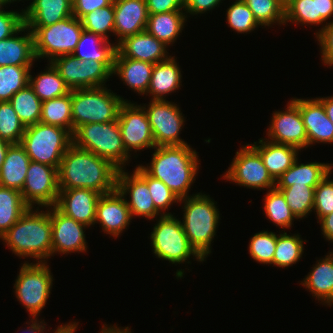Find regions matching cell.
I'll list each match as a JSON object with an SVG mask.
<instances>
[{"instance_id": "1", "label": "cell", "mask_w": 333, "mask_h": 333, "mask_svg": "<svg viewBox=\"0 0 333 333\" xmlns=\"http://www.w3.org/2000/svg\"><path fill=\"white\" fill-rule=\"evenodd\" d=\"M118 170L109 160L71 144L58 169V186L107 194L116 189Z\"/></svg>"}, {"instance_id": "2", "label": "cell", "mask_w": 333, "mask_h": 333, "mask_svg": "<svg viewBox=\"0 0 333 333\" xmlns=\"http://www.w3.org/2000/svg\"><path fill=\"white\" fill-rule=\"evenodd\" d=\"M149 166L140 167L161 180L179 198H186L199 169L198 155L188 144L156 146Z\"/></svg>"}, {"instance_id": "3", "label": "cell", "mask_w": 333, "mask_h": 333, "mask_svg": "<svg viewBox=\"0 0 333 333\" xmlns=\"http://www.w3.org/2000/svg\"><path fill=\"white\" fill-rule=\"evenodd\" d=\"M27 211L0 239L20 258H33L36 262H47L52 256V223L50 207L46 211ZM47 259V261L45 260Z\"/></svg>"}, {"instance_id": "4", "label": "cell", "mask_w": 333, "mask_h": 333, "mask_svg": "<svg viewBox=\"0 0 333 333\" xmlns=\"http://www.w3.org/2000/svg\"><path fill=\"white\" fill-rule=\"evenodd\" d=\"M184 202L182 227L195 251L206 260L216 235L220 213L209 195L196 193L179 200Z\"/></svg>"}, {"instance_id": "5", "label": "cell", "mask_w": 333, "mask_h": 333, "mask_svg": "<svg viewBox=\"0 0 333 333\" xmlns=\"http://www.w3.org/2000/svg\"><path fill=\"white\" fill-rule=\"evenodd\" d=\"M71 135L74 146L109 160L118 169H124L131 159V154L124 146L117 120L84 124L76 127Z\"/></svg>"}, {"instance_id": "6", "label": "cell", "mask_w": 333, "mask_h": 333, "mask_svg": "<svg viewBox=\"0 0 333 333\" xmlns=\"http://www.w3.org/2000/svg\"><path fill=\"white\" fill-rule=\"evenodd\" d=\"M125 101L105 86L72 90L73 131L84 124L116 121Z\"/></svg>"}, {"instance_id": "7", "label": "cell", "mask_w": 333, "mask_h": 333, "mask_svg": "<svg viewBox=\"0 0 333 333\" xmlns=\"http://www.w3.org/2000/svg\"><path fill=\"white\" fill-rule=\"evenodd\" d=\"M20 144L31 161L59 169L62 157L72 144V135L67 129L38 122L26 126Z\"/></svg>"}, {"instance_id": "8", "label": "cell", "mask_w": 333, "mask_h": 333, "mask_svg": "<svg viewBox=\"0 0 333 333\" xmlns=\"http://www.w3.org/2000/svg\"><path fill=\"white\" fill-rule=\"evenodd\" d=\"M27 28L34 35L37 60L45 57L49 62L73 54L84 30L81 20L74 15L46 27Z\"/></svg>"}, {"instance_id": "9", "label": "cell", "mask_w": 333, "mask_h": 333, "mask_svg": "<svg viewBox=\"0 0 333 333\" xmlns=\"http://www.w3.org/2000/svg\"><path fill=\"white\" fill-rule=\"evenodd\" d=\"M157 220L150 235L153 253L157 258L175 265L190 260V256L195 257L198 262L204 261L189 243L181 220L172 214L162 215Z\"/></svg>"}, {"instance_id": "10", "label": "cell", "mask_w": 333, "mask_h": 333, "mask_svg": "<svg viewBox=\"0 0 333 333\" xmlns=\"http://www.w3.org/2000/svg\"><path fill=\"white\" fill-rule=\"evenodd\" d=\"M20 268L13 287L16 298L32 318H38L50 297L53 275L47 262L25 261Z\"/></svg>"}, {"instance_id": "11", "label": "cell", "mask_w": 333, "mask_h": 333, "mask_svg": "<svg viewBox=\"0 0 333 333\" xmlns=\"http://www.w3.org/2000/svg\"><path fill=\"white\" fill-rule=\"evenodd\" d=\"M50 63L70 90L106 86V81L113 76L114 62L80 60L70 54L59 56Z\"/></svg>"}, {"instance_id": "12", "label": "cell", "mask_w": 333, "mask_h": 333, "mask_svg": "<svg viewBox=\"0 0 333 333\" xmlns=\"http://www.w3.org/2000/svg\"><path fill=\"white\" fill-rule=\"evenodd\" d=\"M223 179L251 189L267 190L276 187V181L266 169L259 152L246 144L236 152Z\"/></svg>"}, {"instance_id": "13", "label": "cell", "mask_w": 333, "mask_h": 333, "mask_svg": "<svg viewBox=\"0 0 333 333\" xmlns=\"http://www.w3.org/2000/svg\"><path fill=\"white\" fill-rule=\"evenodd\" d=\"M146 111L155 146L188 144L179 137L184 128V114L178 105L168 100H152L149 105L142 106Z\"/></svg>"}, {"instance_id": "14", "label": "cell", "mask_w": 333, "mask_h": 333, "mask_svg": "<svg viewBox=\"0 0 333 333\" xmlns=\"http://www.w3.org/2000/svg\"><path fill=\"white\" fill-rule=\"evenodd\" d=\"M21 194L24 202L34 209V204L55 206L59 196L58 169L30 161Z\"/></svg>"}, {"instance_id": "15", "label": "cell", "mask_w": 333, "mask_h": 333, "mask_svg": "<svg viewBox=\"0 0 333 333\" xmlns=\"http://www.w3.org/2000/svg\"><path fill=\"white\" fill-rule=\"evenodd\" d=\"M117 121L128 153L156 147L146 111L141 104L125 101L119 109Z\"/></svg>"}, {"instance_id": "16", "label": "cell", "mask_w": 333, "mask_h": 333, "mask_svg": "<svg viewBox=\"0 0 333 333\" xmlns=\"http://www.w3.org/2000/svg\"><path fill=\"white\" fill-rule=\"evenodd\" d=\"M286 106L285 111L273 112L266 135L269 141L291 145L301 151L308 147V137L299 106L292 99Z\"/></svg>"}, {"instance_id": "17", "label": "cell", "mask_w": 333, "mask_h": 333, "mask_svg": "<svg viewBox=\"0 0 333 333\" xmlns=\"http://www.w3.org/2000/svg\"><path fill=\"white\" fill-rule=\"evenodd\" d=\"M52 223V255L87 252L84 230L88 226L65 216L55 206L50 207Z\"/></svg>"}, {"instance_id": "18", "label": "cell", "mask_w": 333, "mask_h": 333, "mask_svg": "<svg viewBox=\"0 0 333 333\" xmlns=\"http://www.w3.org/2000/svg\"><path fill=\"white\" fill-rule=\"evenodd\" d=\"M130 175L124 169H119L117 172L116 188L124 196H130V200H126L130 210L131 217L142 216L149 220L157 219L160 212L155 208L153 199L147 186V182L135 171Z\"/></svg>"}, {"instance_id": "19", "label": "cell", "mask_w": 333, "mask_h": 333, "mask_svg": "<svg viewBox=\"0 0 333 333\" xmlns=\"http://www.w3.org/2000/svg\"><path fill=\"white\" fill-rule=\"evenodd\" d=\"M126 199L117 188L110 193L102 194L96 205L94 224L99 222L104 233L119 237L132 219Z\"/></svg>"}, {"instance_id": "20", "label": "cell", "mask_w": 333, "mask_h": 333, "mask_svg": "<svg viewBox=\"0 0 333 333\" xmlns=\"http://www.w3.org/2000/svg\"><path fill=\"white\" fill-rule=\"evenodd\" d=\"M102 194L85 188L59 189L55 207L65 216L90 227L96 219V205Z\"/></svg>"}, {"instance_id": "21", "label": "cell", "mask_w": 333, "mask_h": 333, "mask_svg": "<svg viewBox=\"0 0 333 333\" xmlns=\"http://www.w3.org/2000/svg\"><path fill=\"white\" fill-rule=\"evenodd\" d=\"M114 35L118 45L126 37L146 30L149 17L146 0H113Z\"/></svg>"}, {"instance_id": "22", "label": "cell", "mask_w": 333, "mask_h": 333, "mask_svg": "<svg viewBox=\"0 0 333 333\" xmlns=\"http://www.w3.org/2000/svg\"><path fill=\"white\" fill-rule=\"evenodd\" d=\"M292 100L299 106L308 137V147L314 143L332 144L333 123L327 117L323 103L318 98Z\"/></svg>"}, {"instance_id": "23", "label": "cell", "mask_w": 333, "mask_h": 333, "mask_svg": "<svg viewBox=\"0 0 333 333\" xmlns=\"http://www.w3.org/2000/svg\"><path fill=\"white\" fill-rule=\"evenodd\" d=\"M168 46L149 34L146 30L126 37L117 45V51L125 58L156 64L170 56Z\"/></svg>"}, {"instance_id": "24", "label": "cell", "mask_w": 333, "mask_h": 333, "mask_svg": "<svg viewBox=\"0 0 333 333\" xmlns=\"http://www.w3.org/2000/svg\"><path fill=\"white\" fill-rule=\"evenodd\" d=\"M23 10L27 27H46L73 15L71 0H32Z\"/></svg>"}, {"instance_id": "25", "label": "cell", "mask_w": 333, "mask_h": 333, "mask_svg": "<svg viewBox=\"0 0 333 333\" xmlns=\"http://www.w3.org/2000/svg\"><path fill=\"white\" fill-rule=\"evenodd\" d=\"M23 31L28 32L18 36ZM35 59L34 35L25 24L15 34L0 41V66H33Z\"/></svg>"}, {"instance_id": "26", "label": "cell", "mask_w": 333, "mask_h": 333, "mask_svg": "<svg viewBox=\"0 0 333 333\" xmlns=\"http://www.w3.org/2000/svg\"><path fill=\"white\" fill-rule=\"evenodd\" d=\"M251 145L259 152L266 169L275 181L293 165L300 151L297 147L275 143L267 138H260L257 143Z\"/></svg>"}, {"instance_id": "27", "label": "cell", "mask_w": 333, "mask_h": 333, "mask_svg": "<svg viewBox=\"0 0 333 333\" xmlns=\"http://www.w3.org/2000/svg\"><path fill=\"white\" fill-rule=\"evenodd\" d=\"M154 64L123 57L116 51L112 75H118L120 80L138 94L147 95Z\"/></svg>"}, {"instance_id": "28", "label": "cell", "mask_w": 333, "mask_h": 333, "mask_svg": "<svg viewBox=\"0 0 333 333\" xmlns=\"http://www.w3.org/2000/svg\"><path fill=\"white\" fill-rule=\"evenodd\" d=\"M317 260L313 269L300 284L324 305H333V251Z\"/></svg>"}, {"instance_id": "29", "label": "cell", "mask_w": 333, "mask_h": 333, "mask_svg": "<svg viewBox=\"0 0 333 333\" xmlns=\"http://www.w3.org/2000/svg\"><path fill=\"white\" fill-rule=\"evenodd\" d=\"M175 56L154 64L147 95L152 100H165L166 94L179 90L182 74ZM165 96V97H164Z\"/></svg>"}, {"instance_id": "30", "label": "cell", "mask_w": 333, "mask_h": 333, "mask_svg": "<svg viewBox=\"0 0 333 333\" xmlns=\"http://www.w3.org/2000/svg\"><path fill=\"white\" fill-rule=\"evenodd\" d=\"M30 161V157L20 143L10 144L0 168V185L21 192Z\"/></svg>"}, {"instance_id": "31", "label": "cell", "mask_w": 333, "mask_h": 333, "mask_svg": "<svg viewBox=\"0 0 333 333\" xmlns=\"http://www.w3.org/2000/svg\"><path fill=\"white\" fill-rule=\"evenodd\" d=\"M333 164L329 163H298V158L277 180L276 187H289L295 185H308L316 188L320 181L332 171Z\"/></svg>"}, {"instance_id": "32", "label": "cell", "mask_w": 333, "mask_h": 333, "mask_svg": "<svg viewBox=\"0 0 333 333\" xmlns=\"http://www.w3.org/2000/svg\"><path fill=\"white\" fill-rule=\"evenodd\" d=\"M183 11L149 14L146 31L166 46L174 44L188 18Z\"/></svg>"}, {"instance_id": "33", "label": "cell", "mask_w": 333, "mask_h": 333, "mask_svg": "<svg viewBox=\"0 0 333 333\" xmlns=\"http://www.w3.org/2000/svg\"><path fill=\"white\" fill-rule=\"evenodd\" d=\"M116 51L115 43L111 44L102 36L83 30L73 55L80 60L114 62Z\"/></svg>"}, {"instance_id": "34", "label": "cell", "mask_w": 333, "mask_h": 333, "mask_svg": "<svg viewBox=\"0 0 333 333\" xmlns=\"http://www.w3.org/2000/svg\"><path fill=\"white\" fill-rule=\"evenodd\" d=\"M48 66L45 72H41L36 77L29 74V85L42 102L71 92L54 66L50 62Z\"/></svg>"}, {"instance_id": "35", "label": "cell", "mask_w": 333, "mask_h": 333, "mask_svg": "<svg viewBox=\"0 0 333 333\" xmlns=\"http://www.w3.org/2000/svg\"><path fill=\"white\" fill-rule=\"evenodd\" d=\"M40 122L67 129L72 134V90L62 97L43 101Z\"/></svg>"}, {"instance_id": "36", "label": "cell", "mask_w": 333, "mask_h": 333, "mask_svg": "<svg viewBox=\"0 0 333 333\" xmlns=\"http://www.w3.org/2000/svg\"><path fill=\"white\" fill-rule=\"evenodd\" d=\"M29 209L20 191L0 185V237Z\"/></svg>"}, {"instance_id": "37", "label": "cell", "mask_w": 333, "mask_h": 333, "mask_svg": "<svg viewBox=\"0 0 333 333\" xmlns=\"http://www.w3.org/2000/svg\"><path fill=\"white\" fill-rule=\"evenodd\" d=\"M9 103L25 127L40 122L42 101L29 84L14 94Z\"/></svg>"}, {"instance_id": "38", "label": "cell", "mask_w": 333, "mask_h": 333, "mask_svg": "<svg viewBox=\"0 0 333 333\" xmlns=\"http://www.w3.org/2000/svg\"><path fill=\"white\" fill-rule=\"evenodd\" d=\"M301 235H289L287 232L276 235V249L273 256L272 264L277 267H288L297 263L304 252V242ZM304 241V242H303Z\"/></svg>"}, {"instance_id": "39", "label": "cell", "mask_w": 333, "mask_h": 333, "mask_svg": "<svg viewBox=\"0 0 333 333\" xmlns=\"http://www.w3.org/2000/svg\"><path fill=\"white\" fill-rule=\"evenodd\" d=\"M264 212L268 219L282 229L292 227L297 219L288 206L283 193L276 187L267 191L264 198Z\"/></svg>"}, {"instance_id": "40", "label": "cell", "mask_w": 333, "mask_h": 333, "mask_svg": "<svg viewBox=\"0 0 333 333\" xmlns=\"http://www.w3.org/2000/svg\"><path fill=\"white\" fill-rule=\"evenodd\" d=\"M280 190L297 219L307 217L313 212L315 188L304 185H291L289 187H276Z\"/></svg>"}, {"instance_id": "41", "label": "cell", "mask_w": 333, "mask_h": 333, "mask_svg": "<svg viewBox=\"0 0 333 333\" xmlns=\"http://www.w3.org/2000/svg\"><path fill=\"white\" fill-rule=\"evenodd\" d=\"M31 66H0V102H9L11 97L29 84Z\"/></svg>"}, {"instance_id": "42", "label": "cell", "mask_w": 333, "mask_h": 333, "mask_svg": "<svg viewBox=\"0 0 333 333\" xmlns=\"http://www.w3.org/2000/svg\"><path fill=\"white\" fill-rule=\"evenodd\" d=\"M260 26L285 24V8L276 0H243Z\"/></svg>"}, {"instance_id": "43", "label": "cell", "mask_w": 333, "mask_h": 333, "mask_svg": "<svg viewBox=\"0 0 333 333\" xmlns=\"http://www.w3.org/2000/svg\"><path fill=\"white\" fill-rule=\"evenodd\" d=\"M114 4L113 2L100 9H96L91 13L86 14L82 19L84 30L100 35L109 41L108 34H114Z\"/></svg>"}, {"instance_id": "44", "label": "cell", "mask_w": 333, "mask_h": 333, "mask_svg": "<svg viewBox=\"0 0 333 333\" xmlns=\"http://www.w3.org/2000/svg\"><path fill=\"white\" fill-rule=\"evenodd\" d=\"M25 125L9 102H0V139L18 144L25 132Z\"/></svg>"}, {"instance_id": "45", "label": "cell", "mask_w": 333, "mask_h": 333, "mask_svg": "<svg viewBox=\"0 0 333 333\" xmlns=\"http://www.w3.org/2000/svg\"><path fill=\"white\" fill-rule=\"evenodd\" d=\"M135 171L147 182L155 208L160 212V214L171 215V213H164L163 211L171 208V204L173 205V203H178L180 199L167 187L164 182L149 176L140 167V164L136 167Z\"/></svg>"}, {"instance_id": "46", "label": "cell", "mask_w": 333, "mask_h": 333, "mask_svg": "<svg viewBox=\"0 0 333 333\" xmlns=\"http://www.w3.org/2000/svg\"><path fill=\"white\" fill-rule=\"evenodd\" d=\"M285 24L288 22L300 25H319L317 0H291L285 8Z\"/></svg>"}, {"instance_id": "47", "label": "cell", "mask_w": 333, "mask_h": 333, "mask_svg": "<svg viewBox=\"0 0 333 333\" xmlns=\"http://www.w3.org/2000/svg\"><path fill=\"white\" fill-rule=\"evenodd\" d=\"M226 16L228 25L237 33H250L260 26L243 0L229 6Z\"/></svg>"}, {"instance_id": "48", "label": "cell", "mask_w": 333, "mask_h": 333, "mask_svg": "<svg viewBox=\"0 0 333 333\" xmlns=\"http://www.w3.org/2000/svg\"><path fill=\"white\" fill-rule=\"evenodd\" d=\"M249 254L258 263L272 264L276 249V233L261 231L255 233L249 242Z\"/></svg>"}, {"instance_id": "49", "label": "cell", "mask_w": 333, "mask_h": 333, "mask_svg": "<svg viewBox=\"0 0 333 333\" xmlns=\"http://www.w3.org/2000/svg\"><path fill=\"white\" fill-rule=\"evenodd\" d=\"M330 174L331 171L315 188L313 210L318 220L333 212V180H330Z\"/></svg>"}, {"instance_id": "50", "label": "cell", "mask_w": 333, "mask_h": 333, "mask_svg": "<svg viewBox=\"0 0 333 333\" xmlns=\"http://www.w3.org/2000/svg\"><path fill=\"white\" fill-rule=\"evenodd\" d=\"M24 25L23 9L0 12V41L15 34Z\"/></svg>"}, {"instance_id": "51", "label": "cell", "mask_w": 333, "mask_h": 333, "mask_svg": "<svg viewBox=\"0 0 333 333\" xmlns=\"http://www.w3.org/2000/svg\"><path fill=\"white\" fill-rule=\"evenodd\" d=\"M319 46L321 47V60L325 65L333 66V21L325 23L321 29L315 32Z\"/></svg>"}, {"instance_id": "52", "label": "cell", "mask_w": 333, "mask_h": 333, "mask_svg": "<svg viewBox=\"0 0 333 333\" xmlns=\"http://www.w3.org/2000/svg\"><path fill=\"white\" fill-rule=\"evenodd\" d=\"M113 0H75L73 2V15L82 19L86 14L110 5Z\"/></svg>"}, {"instance_id": "53", "label": "cell", "mask_w": 333, "mask_h": 333, "mask_svg": "<svg viewBox=\"0 0 333 333\" xmlns=\"http://www.w3.org/2000/svg\"><path fill=\"white\" fill-rule=\"evenodd\" d=\"M149 14L184 10V0H146Z\"/></svg>"}, {"instance_id": "54", "label": "cell", "mask_w": 333, "mask_h": 333, "mask_svg": "<svg viewBox=\"0 0 333 333\" xmlns=\"http://www.w3.org/2000/svg\"><path fill=\"white\" fill-rule=\"evenodd\" d=\"M223 1V0H222ZM221 0H184V11L189 14H203L217 7Z\"/></svg>"}, {"instance_id": "55", "label": "cell", "mask_w": 333, "mask_h": 333, "mask_svg": "<svg viewBox=\"0 0 333 333\" xmlns=\"http://www.w3.org/2000/svg\"><path fill=\"white\" fill-rule=\"evenodd\" d=\"M318 14H320V24L333 17V0H317Z\"/></svg>"}, {"instance_id": "56", "label": "cell", "mask_w": 333, "mask_h": 333, "mask_svg": "<svg viewBox=\"0 0 333 333\" xmlns=\"http://www.w3.org/2000/svg\"><path fill=\"white\" fill-rule=\"evenodd\" d=\"M317 223L321 224L323 237L333 242V212L323 216Z\"/></svg>"}, {"instance_id": "57", "label": "cell", "mask_w": 333, "mask_h": 333, "mask_svg": "<svg viewBox=\"0 0 333 333\" xmlns=\"http://www.w3.org/2000/svg\"><path fill=\"white\" fill-rule=\"evenodd\" d=\"M43 321L44 320H41L39 322V320H37V318H32L31 325L29 327H27V329H25L23 332H25V333H42L43 332L44 333V331L46 330L45 325H47V323L45 324V322H43Z\"/></svg>"}, {"instance_id": "58", "label": "cell", "mask_w": 333, "mask_h": 333, "mask_svg": "<svg viewBox=\"0 0 333 333\" xmlns=\"http://www.w3.org/2000/svg\"><path fill=\"white\" fill-rule=\"evenodd\" d=\"M322 103L327 117L333 123V96L329 97H319L318 98Z\"/></svg>"}, {"instance_id": "59", "label": "cell", "mask_w": 333, "mask_h": 333, "mask_svg": "<svg viewBox=\"0 0 333 333\" xmlns=\"http://www.w3.org/2000/svg\"><path fill=\"white\" fill-rule=\"evenodd\" d=\"M76 329H78V322H69L58 326L54 333H75Z\"/></svg>"}, {"instance_id": "60", "label": "cell", "mask_w": 333, "mask_h": 333, "mask_svg": "<svg viewBox=\"0 0 333 333\" xmlns=\"http://www.w3.org/2000/svg\"><path fill=\"white\" fill-rule=\"evenodd\" d=\"M104 324V326L102 327V331H100V333H131V330L130 328L127 326V327H121L119 328L117 325L115 326H111L110 327L108 325ZM108 326V327H107Z\"/></svg>"}, {"instance_id": "61", "label": "cell", "mask_w": 333, "mask_h": 333, "mask_svg": "<svg viewBox=\"0 0 333 333\" xmlns=\"http://www.w3.org/2000/svg\"><path fill=\"white\" fill-rule=\"evenodd\" d=\"M10 143H8L5 140L0 139V168L2 167V164L4 162L7 148L9 147Z\"/></svg>"}, {"instance_id": "62", "label": "cell", "mask_w": 333, "mask_h": 333, "mask_svg": "<svg viewBox=\"0 0 333 333\" xmlns=\"http://www.w3.org/2000/svg\"><path fill=\"white\" fill-rule=\"evenodd\" d=\"M276 1L284 8H286L291 2V0H276Z\"/></svg>"}, {"instance_id": "63", "label": "cell", "mask_w": 333, "mask_h": 333, "mask_svg": "<svg viewBox=\"0 0 333 333\" xmlns=\"http://www.w3.org/2000/svg\"><path fill=\"white\" fill-rule=\"evenodd\" d=\"M7 1L6 0H0V12L3 11L2 9H4L3 7L7 5Z\"/></svg>"}, {"instance_id": "64", "label": "cell", "mask_w": 333, "mask_h": 333, "mask_svg": "<svg viewBox=\"0 0 333 333\" xmlns=\"http://www.w3.org/2000/svg\"><path fill=\"white\" fill-rule=\"evenodd\" d=\"M6 1H7L8 4H11V3L16 2L18 0H6ZM19 1H21V0H19Z\"/></svg>"}]
</instances>
